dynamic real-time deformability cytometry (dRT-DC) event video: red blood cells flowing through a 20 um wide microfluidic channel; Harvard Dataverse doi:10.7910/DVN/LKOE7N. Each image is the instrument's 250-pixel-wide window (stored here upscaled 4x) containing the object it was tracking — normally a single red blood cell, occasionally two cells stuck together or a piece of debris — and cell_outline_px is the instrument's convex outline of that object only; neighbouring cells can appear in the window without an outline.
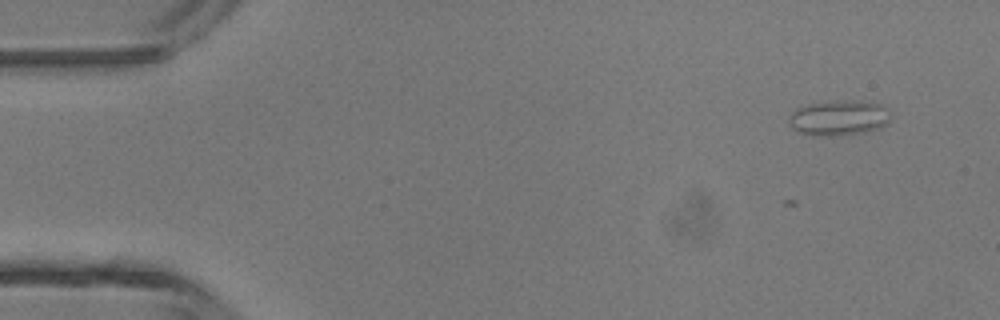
{"species": "common noctule bat (a hibernating species)", "species_latin": "Nyctalus noctula", "temperature_condition": "room temperature", "stored_images_in_passage": 6, "camera_frame_rate_fps": 3000, "um_per_image_px": 0.085, "animal": {"sex": "male", "body_mass_g": 13.3}, "frame": {"image": 1, "passage_image": 2, "time_ms": 0.333, "image_size_px": [1000, 320], "cell_outline_px": [[888, 124], [880, 128], [864, 132], [832, 136], [812, 136], [796, 132], [788, 124], [788, 116], [796, 108], [808, 104], [836, 100], [860, 100], [880, 104], [888, 108]], "centroid_in_image_um": [71.25, 10.02], "position_along_channel_um": 13.7, "area_um2": 21.33}}